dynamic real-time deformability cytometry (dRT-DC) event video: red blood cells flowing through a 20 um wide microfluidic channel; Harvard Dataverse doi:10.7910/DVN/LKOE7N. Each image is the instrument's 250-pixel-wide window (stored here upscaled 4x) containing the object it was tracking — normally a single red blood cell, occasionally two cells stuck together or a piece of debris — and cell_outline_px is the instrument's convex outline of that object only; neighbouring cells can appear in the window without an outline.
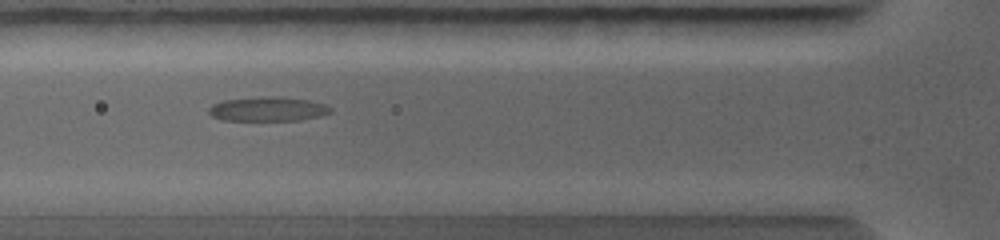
{"species": "common noctule bat (a hibernating species)", "species_latin": "Nyctalus noctula", "temperature_condition": "warm", "stored_images_in_passage": 32, "camera_frame_rate_fps": 5000, "um_per_image_px": 0.085, "animal": {"sex": "female", "body_mass_g": 19.0, "forearm_length_mm": 56.7}, "frame": {"image": 1, "passage_image": 10, "time_ms": 3.0, "image_size_px": [1000, 240], "cell_outline_px": [[332, 112], [320, 116], [300, 120], [224, 120], [212, 116], [208, 112], [208, 108], [212, 104], [224, 100], [268, 96], [280, 96], [308, 100], [324, 104], [332, 108]], "centroid_in_image_um": [22.78, 9.26], "position_along_channel_um": 103.0, "area_um2": 17.22}}
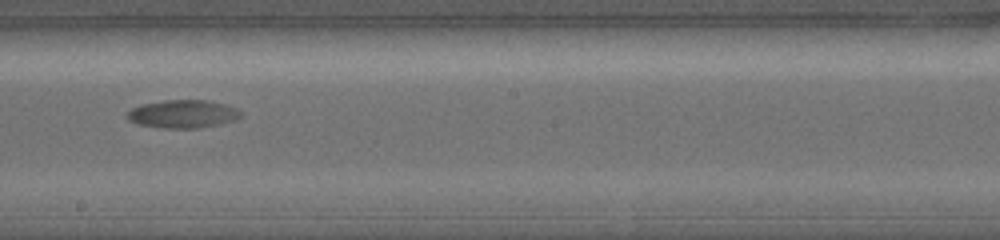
{"frame": {"image": 2, "passage_image": 17, "time_ms": 5.4, "image_size_px": [1000, 240], "cell_outline_px": [[240, 116], [236, 120], [220, 124], [196, 128], [164, 128], [140, 124], [128, 120], [124, 116], [132, 108], [140, 104], [164, 100], [208, 100], [224, 104], [236, 108], [240, 112]], "centroid_in_image_um": [15.52, 9.68], "position_along_channel_um": 232.7, "area_um2": 18.55}}
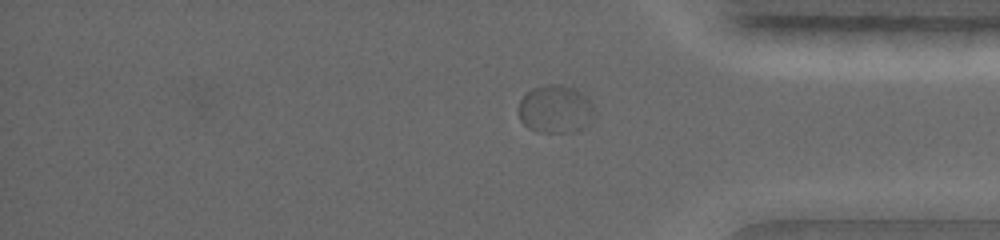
{"frame": {"image": 3, "passage_image": 27, "time_ms": 8.4, "image_size_px": [1000, 240], "cell_outline_px": [[596, 112], [592, 120], [588, 124], [572, 132], [536, 132], [528, 128], [520, 120], [520, 100], [532, 88], [548, 84], [560, 84], [576, 88], [584, 92], [588, 96], [596, 108]], "centroid_in_image_um": [47.27, 9.26], "position_along_channel_um": 387.9, "area_um2": 21.56}}